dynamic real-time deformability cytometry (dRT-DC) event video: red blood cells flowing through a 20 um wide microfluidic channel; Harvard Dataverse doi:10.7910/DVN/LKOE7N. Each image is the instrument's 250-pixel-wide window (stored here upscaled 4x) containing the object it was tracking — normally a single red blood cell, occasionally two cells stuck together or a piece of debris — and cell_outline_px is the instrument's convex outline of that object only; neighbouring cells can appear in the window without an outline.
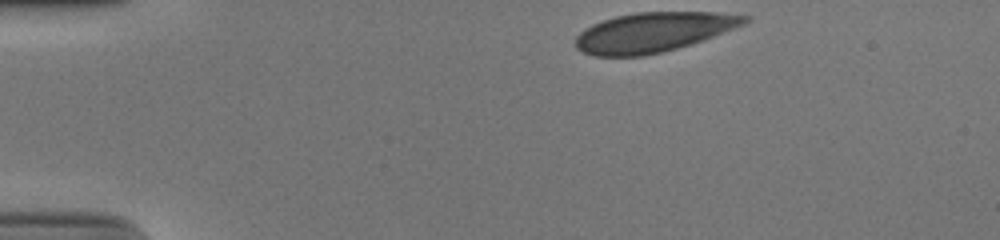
{"species": "human", "species_latin": "Homo sapiens", "temperature_condition": "cold", "stored_images_in_passage": 35, "camera_frame_rate_fps": 3000, "um_per_image_px": 0.085, "donor": {"sex": "male"}, "frame": {"image": 1, "passage_image": 1, "time_ms": 0.0, "image_size_px": [1000, 240], "cell_outline_px": [[752, 16], [744, 24], [704, 40], [664, 52], [644, 56], [596, 56], [584, 52], [576, 48], [576, 36], [580, 32], [592, 24], [616, 16], [636, 12], [716, 12]], "centroid_in_image_um": [55.55, 2.74], "position_along_channel_um": 29.5, "area_um2": 39.02}}
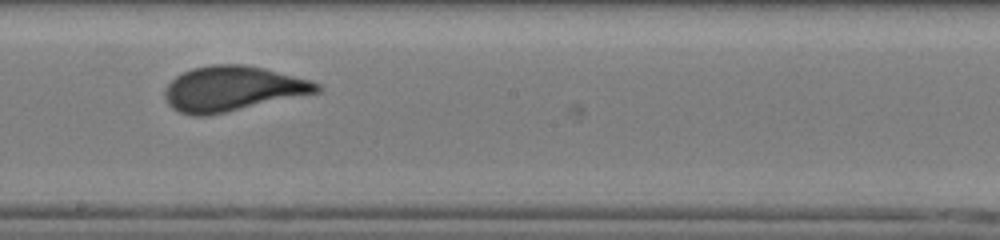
{"frame": {"image": 2, "passage_image": 22, "time_ms": 7.0, "image_size_px": [1000, 240], "cell_outline_px": [[320, 92], [208, 116], [192, 116], [180, 112], [172, 108], [168, 104], [164, 96], [164, 92], [168, 84], [176, 76], [192, 68], [212, 64], [244, 64], [264, 68], [308, 80], [320, 84]], "centroid_in_image_um": [19.73, 7.54], "position_along_channel_um": 228.5, "area_um2": 39.77}}
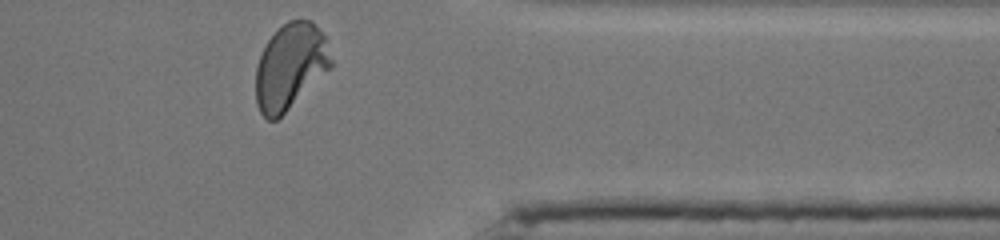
{"frame": {"image": 3, "passage_image": 35, "time_ms": 11.333, "image_size_px": [1000, 240], "cell_outline_px": [[332, 68], [276, 120], [268, 120], [260, 112], [256, 104], [256, 68], [260, 56], [268, 40], [288, 20], [312, 20], [316, 24], [324, 36], [332, 60]], "centroid_in_image_um": [24.68, 5.66], "position_along_channel_um": 386.7, "area_um2": 37.28}, "authors_computed_cell_mechanics": {"area_um2": 39.4196, "velocity_mm_per_s": 3.8861, "shape_relaxation_time_tau1_ms": 5.4497, "shape_relaxation_time_tau2_ms": null, "deformation_change_tau1": 0.1764, "deformation_change_tau2": null}}